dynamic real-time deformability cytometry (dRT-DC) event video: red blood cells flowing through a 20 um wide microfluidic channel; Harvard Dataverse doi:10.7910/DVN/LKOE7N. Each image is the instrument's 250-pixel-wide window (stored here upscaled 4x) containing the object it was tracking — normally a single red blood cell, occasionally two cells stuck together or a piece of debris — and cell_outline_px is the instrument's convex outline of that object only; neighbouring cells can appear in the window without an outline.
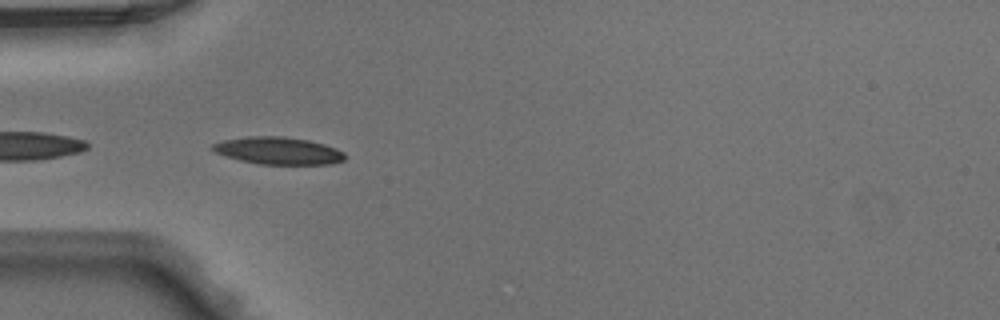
{"species": "Egyptian fruit bat (a non-hibernating species)", "species_latin": "Rousettus aegyptiacus", "temperature_condition": "warm", "stored_images_in_passage": 6, "camera_frame_rate_fps": 3000, "um_per_image_px": 0.085, "animal": {"sex": "male"}, "frame": {"image": 1, "passage_image": 1, "time_ms": 0.0, "image_size_px": [1000, 320], "cell_outline_px": [[344, 160], [332, 164], [260, 164], [240, 160], [216, 152], [212, 148], [212, 144], [224, 140], [248, 136], [284, 136], [308, 140], [324, 144], [336, 148], [344, 152]], "centroid_in_image_um": [23.69, 12.8], "position_along_channel_um": 61.3, "area_um2": 20.87}}
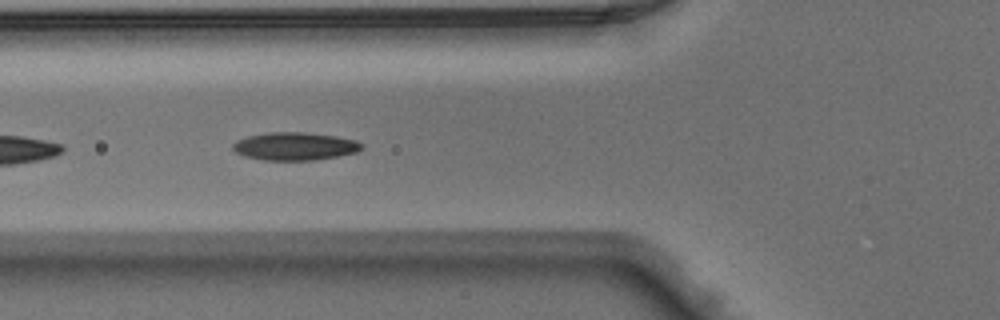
{"frame": {"image": 2, "passage_image": 4, "time_ms": 1.0, "image_size_px": [1000, 320], "cell_outline_px": [[364, 148], [356, 152], [336, 156], [312, 160], [264, 160], [244, 156], [236, 152], [232, 148], [232, 144], [236, 140], [248, 136], [268, 132], [304, 132], [336, 136], [356, 140], [364, 144]], "centroid_in_image_um": [25.06, 12.42], "position_along_channel_um": 100.7, "area_um2": 20.98}}